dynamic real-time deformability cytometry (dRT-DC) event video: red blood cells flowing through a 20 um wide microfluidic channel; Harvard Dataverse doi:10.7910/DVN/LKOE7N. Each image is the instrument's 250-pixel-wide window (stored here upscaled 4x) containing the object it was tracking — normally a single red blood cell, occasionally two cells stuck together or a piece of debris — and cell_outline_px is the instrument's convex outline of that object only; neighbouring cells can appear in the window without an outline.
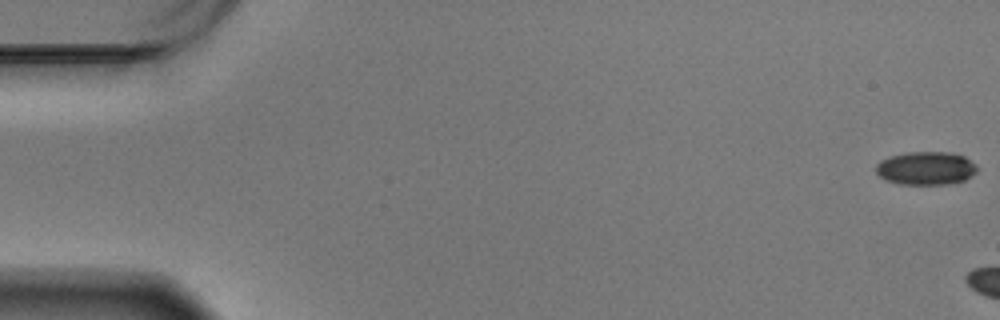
{"species": "Egyptian fruit bat (a non-hibernating species)", "species_latin": "Rousettus aegyptiacus", "temperature_condition": "warm", "stored_images_in_passage": 7, "camera_frame_rate_fps": 3000, "um_per_image_px": 0.085, "animal": {"sex": "male"}, "frame": {"image": 1, "passage_image": 1, "time_ms": 0.0, "image_size_px": [1000, 320], "cell_outline_px": [[976, 172], [972, 176], [964, 180], [948, 184], [900, 184], [884, 180], [876, 172], [876, 164], [880, 160], [892, 156], [908, 152], [948, 152], [964, 156], [976, 164]], "centroid_in_image_um": [78.7, 14.3], "position_along_channel_um": 6.3, "area_um2": 19.59}}